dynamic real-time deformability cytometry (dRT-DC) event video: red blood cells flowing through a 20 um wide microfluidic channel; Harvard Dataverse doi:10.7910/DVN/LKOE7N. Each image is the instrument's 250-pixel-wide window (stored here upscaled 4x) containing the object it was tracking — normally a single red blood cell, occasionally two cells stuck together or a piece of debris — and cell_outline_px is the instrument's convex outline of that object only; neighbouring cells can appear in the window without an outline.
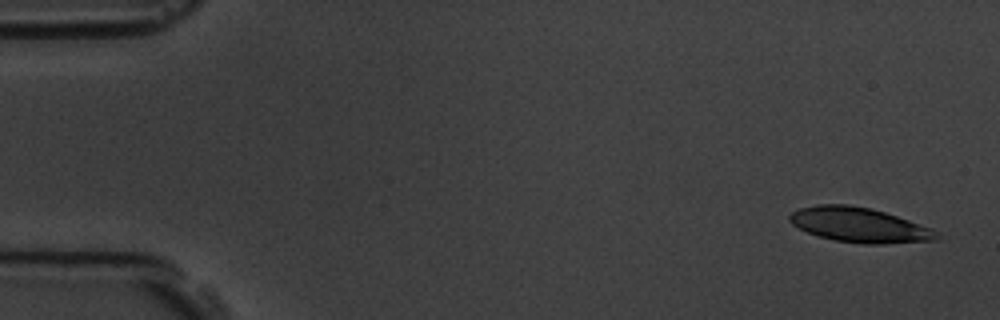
{"species": "common noctule bat (a hibernating species)", "species_latin": "Nyctalus noctula", "temperature_condition": "room temperature", "stored_images_in_passage": 5, "camera_frame_rate_fps": 3000, "um_per_image_px": 0.085, "animal": {"sex": "male", "body_mass_g": 19.5, "forearm_length_mm": 54.6}, "frame": {"image": 1, "passage_image": 1, "time_ms": 0.0, "image_size_px": [1000, 320], "cell_outline_px": [[940, 240], [884, 244], [864, 244], [836, 240], [820, 236], [808, 232], [792, 224], [788, 220], [788, 216], [792, 212], [800, 208], [816, 204], [848, 204], [872, 208], [932, 228], [936, 232]], "centroid_in_image_um": [73.04, 19.12], "position_along_channel_um": 12.0, "area_um2": 29.71}}